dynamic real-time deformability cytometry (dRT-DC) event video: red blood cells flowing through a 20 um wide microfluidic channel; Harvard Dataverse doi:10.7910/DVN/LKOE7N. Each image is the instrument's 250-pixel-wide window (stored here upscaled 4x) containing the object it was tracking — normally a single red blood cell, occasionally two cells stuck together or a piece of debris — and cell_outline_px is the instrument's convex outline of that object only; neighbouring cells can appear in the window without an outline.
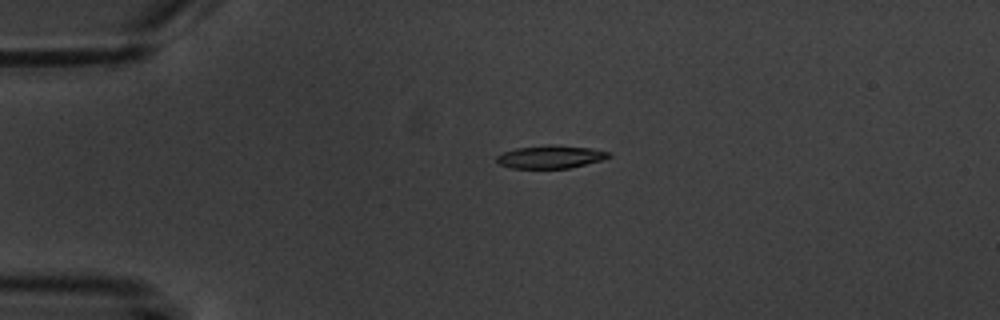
{"species": "common noctule bat (a hibernating species)", "species_latin": "Nyctalus noctula", "temperature_condition": "warm", "stored_images_in_passage": 4, "camera_frame_rate_fps": 3000, "um_per_image_px": 0.085, "animal": {"sex": "male", "body_mass_g": 20.1, "forearm_length_mm": 53.5}, "frame": {"image": 1, "passage_image": 3, "time_ms": 3.667, "image_size_px": [1000, 320], "cell_outline_px": [[612, 156], [600, 160], [568, 168], [512, 168], [500, 164], [496, 160], [496, 156], [504, 152], [516, 148], [548, 144], [556, 144], [588, 148], [612, 152]], "centroid_in_image_um": [46.79, 13.32], "position_along_channel_um": 38.2, "area_um2": 14.91}}